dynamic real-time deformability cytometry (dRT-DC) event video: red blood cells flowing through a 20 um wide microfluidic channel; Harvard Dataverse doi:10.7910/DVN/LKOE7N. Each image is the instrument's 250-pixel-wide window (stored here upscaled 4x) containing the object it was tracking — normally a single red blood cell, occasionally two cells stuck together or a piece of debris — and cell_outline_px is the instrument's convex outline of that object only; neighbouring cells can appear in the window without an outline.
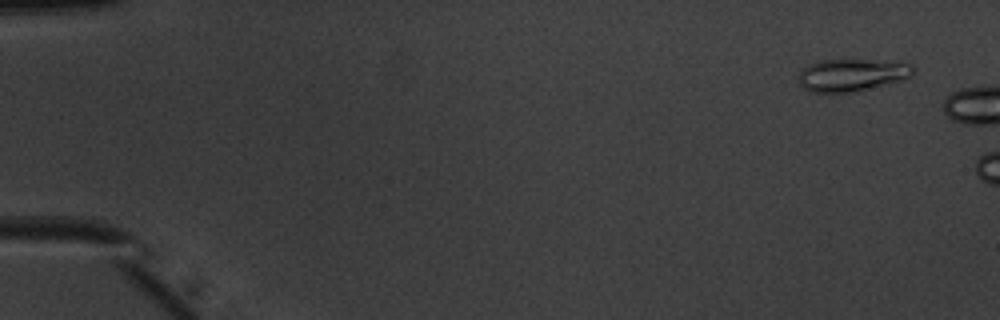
{"species": "common noctule bat (a hibernating species)", "species_latin": "Nyctalus noctula", "temperature_condition": "warm", "stored_images_in_passage": 6, "camera_frame_rate_fps": 3000, "um_per_image_px": 0.085, "animal": {"sex": "male", "body_mass_g": 20.1, "forearm_length_mm": 53.5}, "frame": {"image": 1, "passage_image": 3, "time_ms": 0.667, "image_size_px": [1000, 320], "cell_outline_px": [[916, 72], [912, 76], [900, 80], [852, 92], [808, 92], [800, 84], [800, 72], [808, 64], [820, 60], [864, 60], [912, 64], [916, 68]], "centroid_in_image_um": [72.4, 6.37], "position_along_channel_um": 12.6, "area_um2": 21.27}}